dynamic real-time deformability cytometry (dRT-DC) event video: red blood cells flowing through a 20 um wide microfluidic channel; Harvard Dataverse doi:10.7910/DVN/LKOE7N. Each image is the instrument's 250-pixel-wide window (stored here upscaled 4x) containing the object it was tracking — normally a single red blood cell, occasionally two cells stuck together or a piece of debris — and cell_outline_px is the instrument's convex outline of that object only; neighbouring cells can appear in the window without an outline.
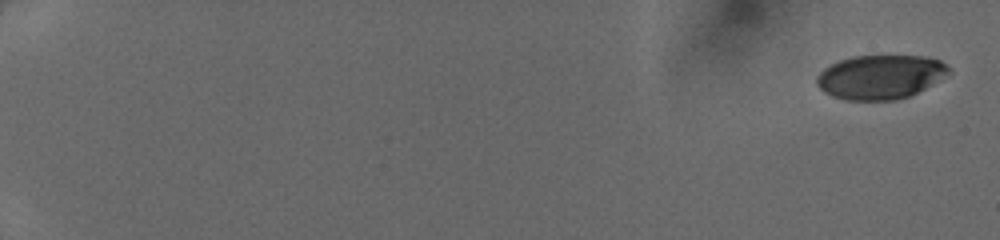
{"species": "human", "species_latin": "Homo sapiens", "temperature_condition": "cold", "stored_images_in_passage": 50, "camera_frame_rate_fps": 3000, "um_per_image_px": 0.085, "donor": {"sex": "female"}, "frame": {"image": 1, "passage_image": 1, "time_ms": 0.0, "image_size_px": [1000, 240], "cell_outline_px": [[952, 72], [932, 84], [908, 96], [896, 100], [844, 100], [832, 96], [824, 92], [816, 84], [816, 76], [824, 68], [840, 60], [852, 56], [928, 56], [940, 60]], "centroid_in_image_um": [74.81, 6.54], "position_along_channel_um": 10.2, "area_um2": 33.87}}
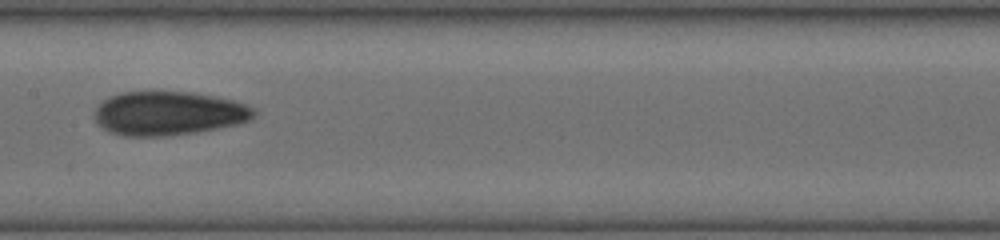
{"frame": {"image": 2, "passage_image": 29, "time_ms": 9.333, "image_size_px": [1000, 240], "cell_outline_px": [[256, 112], [248, 120], [236, 124], [196, 132], [164, 136], [124, 136], [108, 132], [96, 120], [96, 108], [108, 96], [120, 92], [192, 92], [236, 100], [252, 108]], "centroid_in_image_um": [14.31, 9.63], "position_along_channel_um": 193.1, "area_um2": 40.4}}
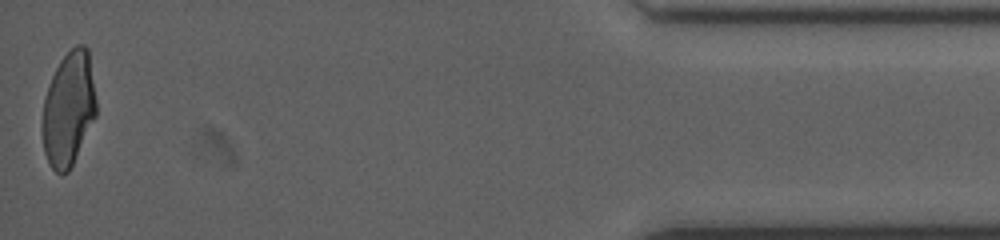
{"frame": {"image": 3, "passage_image": 50, "time_ms": 16.333, "image_size_px": [1000, 240], "cell_outline_px": [[96, 116], [68, 172], [60, 176], [52, 168], [44, 152], [44, 100], [48, 84], [60, 60], [76, 44], [84, 44], [88, 48], [96, 100]], "centroid_in_image_um": [5.85, 9.23], "position_along_channel_um": 429.3, "area_um2": 35.32}}